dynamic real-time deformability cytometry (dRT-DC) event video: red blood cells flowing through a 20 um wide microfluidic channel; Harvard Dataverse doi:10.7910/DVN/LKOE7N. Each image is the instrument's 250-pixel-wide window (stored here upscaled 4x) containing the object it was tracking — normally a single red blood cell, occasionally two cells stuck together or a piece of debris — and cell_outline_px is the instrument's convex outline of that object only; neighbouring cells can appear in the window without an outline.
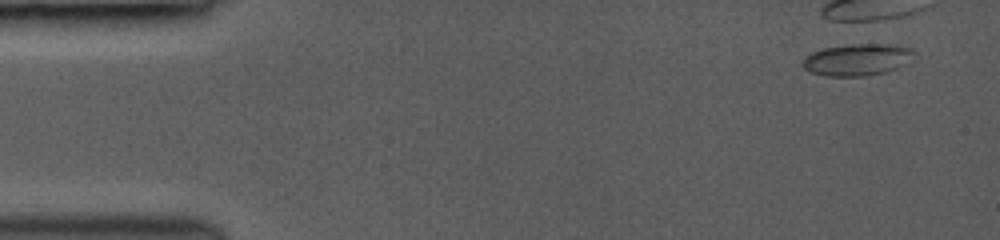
{"species": "common noctule bat (a hibernating species)", "species_latin": "Nyctalus noctula", "temperature_condition": "room temperature", "stored_images_in_passage": 1, "camera_frame_rate_fps": 3000, "um_per_image_px": 0.085, "animal": {"sex": "female", "body_mass_g": 19.0, "forearm_length_mm": 53.3}, "frame": {"image": 1, "passage_image": 1, "time_ms": 0.0, "image_size_px": [1000, 240], "cell_outline_px": [[916, 52], [904, 64], [896, 68], [884, 72], [864, 76], [824, 76], [812, 72], [804, 68], [804, 56], [812, 52], [824, 48], [848, 44], [880, 44], [912, 48]], "centroid_in_image_um": [72.83, 5.07], "position_along_channel_um": 12.2, "area_um2": 20.35}}